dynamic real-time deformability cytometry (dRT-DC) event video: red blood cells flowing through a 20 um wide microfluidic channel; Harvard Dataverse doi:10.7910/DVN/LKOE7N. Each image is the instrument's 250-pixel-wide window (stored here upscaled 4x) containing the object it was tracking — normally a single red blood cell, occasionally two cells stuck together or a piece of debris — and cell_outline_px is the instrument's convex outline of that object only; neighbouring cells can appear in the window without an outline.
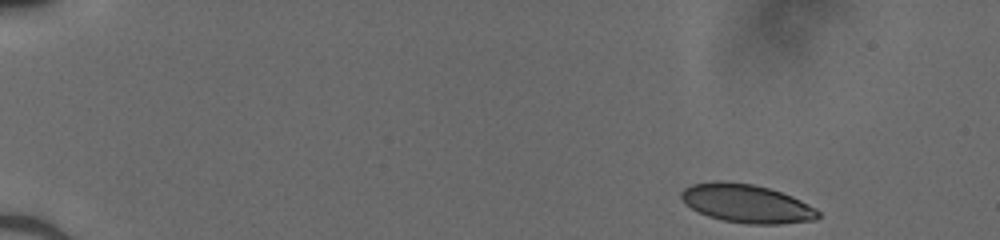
{"species": "human", "species_latin": "Homo sapiens", "temperature_condition": "cold", "stored_images_in_passage": 45, "camera_frame_rate_fps": 3000, "um_per_image_px": 0.085, "donor": {"sex": "male"}, "frame": {"image": 1, "passage_image": 1, "time_ms": 0.0, "image_size_px": [1000, 240], "cell_outline_px": [[820, 216], [816, 220], [780, 224], [748, 224], [724, 220], [708, 216], [684, 204], [680, 196], [680, 192], [684, 188], [692, 184], [716, 180], [720, 180], [752, 184], [768, 188], [792, 196], [816, 208], [820, 212]], "centroid_in_image_um": [63.46, 17.29], "position_along_channel_um": 21.5, "area_um2": 30.75}}
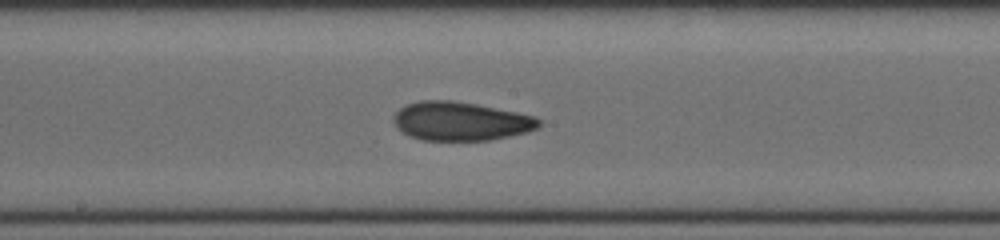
{"frame": {"image": 2, "passage_image": 24, "time_ms": 7.667, "image_size_px": [1000, 240], "cell_outline_px": [[540, 124], [536, 128], [528, 132], [488, 140], [424, 140], [408, 136], [396, 128], [392, 120], [392, 116], [400, 108], [408, 104], [420, 100], [452, 100], [476, 104], [536, 116], [540, 120]], "centroid_in_image_um": [39.12, 10.3], "position_along_channel_um": 209.1, "area_um2": 32.83}}
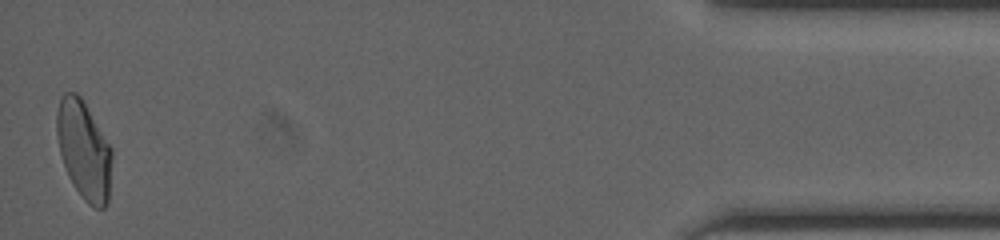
{"frame": {"image": 3, "passage_image": 45, "time_ms": 14.667, "image_size_px": [1000, 240], "cell_outline_px": [[112, 156], [108, 204], [104, 208], [92, 208], [84, 200], [68, 176], [60, 152], [56, 132], [56, 112], [60, 96], [64, 92], [76, 92], [80, 96], [112, 148]], "centroid_in_image_um": [7.13, 12.76], "position_along_channel_um": 428.1, "area_um2": 31.67}}